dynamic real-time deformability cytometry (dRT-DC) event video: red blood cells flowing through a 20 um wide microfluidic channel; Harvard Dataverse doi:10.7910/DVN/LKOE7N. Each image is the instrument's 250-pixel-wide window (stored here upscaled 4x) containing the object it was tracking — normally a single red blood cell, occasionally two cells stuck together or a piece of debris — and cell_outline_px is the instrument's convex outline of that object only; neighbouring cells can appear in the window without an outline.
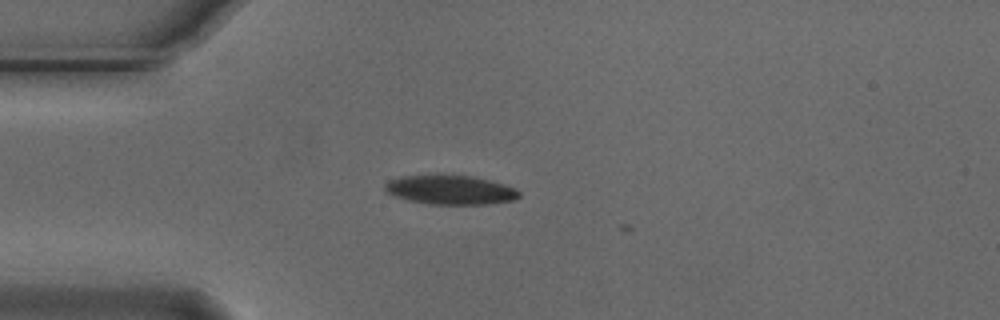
{"species": "Egyptian fruit bat (a non-hibernating species)", "species_latin": "Rousettus aegyptiacus", "temperature_condition": "cold", "stored_images_in_passage": 5, "camera_frame_rate_fps": 3000, "um_per_image_px": 0.085, "animal": {"sex": "male"}, "frame": {"image": 1, "passage_image": 3, "time_ms": 0.667, "image_size_px": [1000, 320], "cell_outline_px": [[520, 196], [516, 200], [488, 204], [428, 204], [408, 200], [396, 196], [388, 192], [384, 188], [384, 184], [388, 180], [404, 176], [472, 176], [488, 180], [516, 188], [520, 192]], "centroid_in_image_um": [38.31, 16.16], "position_along_channel_um": 46.7, "area_um2": 22.48}}